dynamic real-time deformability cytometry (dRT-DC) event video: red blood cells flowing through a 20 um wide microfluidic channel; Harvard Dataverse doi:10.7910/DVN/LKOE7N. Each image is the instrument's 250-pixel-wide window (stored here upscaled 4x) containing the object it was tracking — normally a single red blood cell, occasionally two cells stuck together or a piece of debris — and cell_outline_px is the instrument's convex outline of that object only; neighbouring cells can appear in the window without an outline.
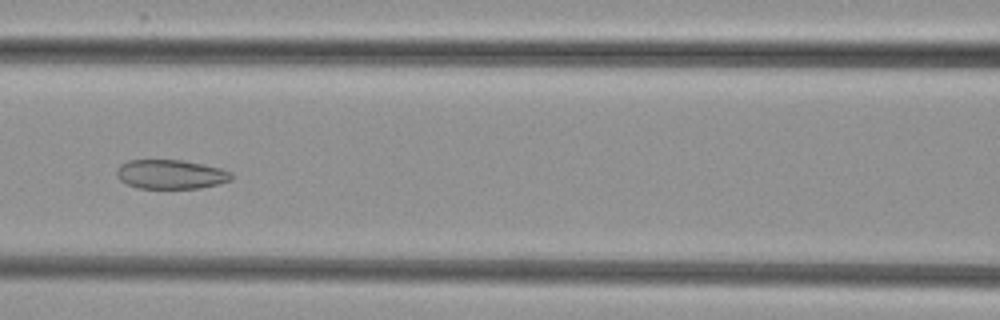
{"species": "common noctule bat (a hibernating species)", "species_latin": "Nyctalus noctula", "temperature_condition": "cold", "stored_images_in_passage": 38, "camera_frame_rate_fps": 3000, "um_per_image_px": 0.085, "animal": {"sex": "female", "body_mass_g": 29.2, "forearm_length_mm": 56.3}, "frame": {"image": 1, "passage_image": 21, "time_ms": 6.667, "image_size_px": [1000, 320], "cell_outline_px": [[228, 180], [212, 184], [192, 188], [144, 188], [132, 184], [124, 180], [120, 176], [120, 168], [124, 164], [136, 160], [172, 160], [196, 164], [212, 168], [224, 172], [228, 176]], "centroid_in_image_um": [14.44, 14.82], "position_along_channel_um": 152.2, "area_um2": 17.4}}
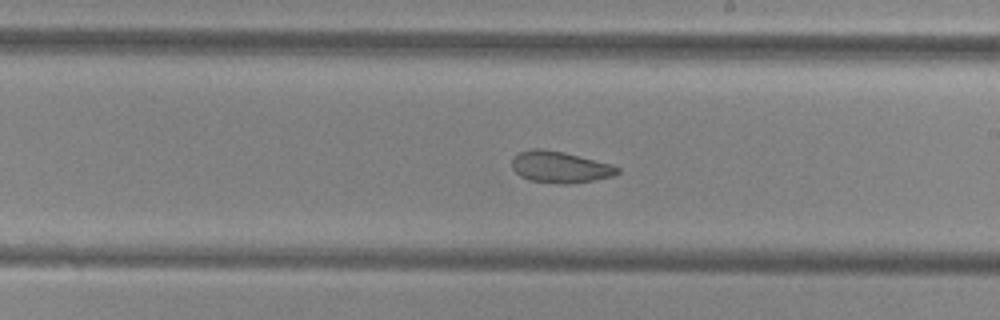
{"frame": {"image": 2, "passage_image": 28, "time_ms": 9.0, "image_size_px": [1000, 320], "cell_outline_px": [[616, 172], [608, 176], [588, 180], [536, 180], [524, 176], [516, 172], [516, 156], [524, 152], [560, 152], [576, 156], [604, 164], [616, 168]], "centroid_in_image_um": [47.6, 14.19], "position_along_channel_um": 241.4, "area_um2": 15.9}}
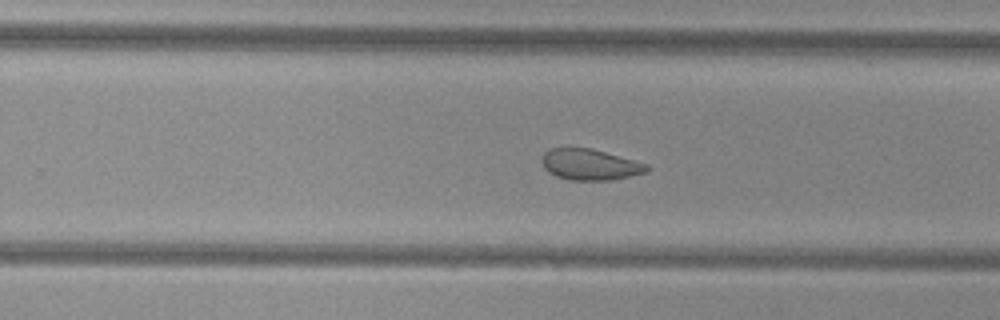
{"frame": {"image": 3, "passage_image": 31, "time_ms": 10.0, "image_size_px": [1000, 320], "cell_outline_px": [[648, 168], [640, 172], [624, 176], [596, 180], [580, 180], [560, 176], [552, 172], [544, 164], [544, 156], [548, 152], [556, 148], [584, 148], [600, 152], [628, 160]], "centroid_in_image_um": [50.03, 13.98], "position_along_channel_um": 279.8, "area_um2": 16.59}}